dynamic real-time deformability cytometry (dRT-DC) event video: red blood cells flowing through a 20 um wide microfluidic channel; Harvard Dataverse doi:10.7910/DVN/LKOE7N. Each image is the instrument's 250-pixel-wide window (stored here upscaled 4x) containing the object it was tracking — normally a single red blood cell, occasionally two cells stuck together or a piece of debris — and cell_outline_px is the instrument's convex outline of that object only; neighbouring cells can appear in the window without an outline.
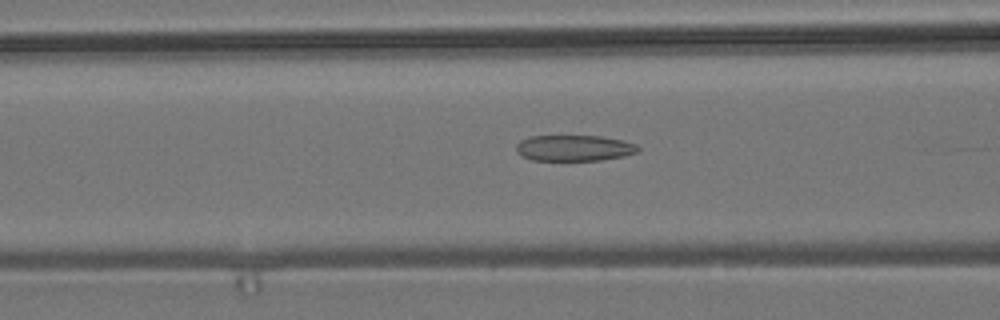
{"species": "common noctule bat (a hibernating species)", "species_latin": "Nyctalus noctula", "temperature_condition": "room temperature", "stored_images_in_passage": 14, "camera_frame_rate_fps": 3000, "um_per_image_px": 0.085, "animal": {"sex": "male", "body_mass_g": 19.2, "forearm_length_mm": 51.8}, "frame": {"image": 1, "passage_image": 10, "time_ms": 3.0, "image_size_px": [1000, 320], "cell_outline_px": [[640, 152], [624, 156], [600, 160], [532, 160], [516, 152], [516, 144], [520, 140], [532, 136], [600, 136], [624, 140], [636, 144], [640, 148]], "centroid_in_image_um": [48.84, 12.58], "position_along_channel_um": 117.8, "area_um2": 18.5}}